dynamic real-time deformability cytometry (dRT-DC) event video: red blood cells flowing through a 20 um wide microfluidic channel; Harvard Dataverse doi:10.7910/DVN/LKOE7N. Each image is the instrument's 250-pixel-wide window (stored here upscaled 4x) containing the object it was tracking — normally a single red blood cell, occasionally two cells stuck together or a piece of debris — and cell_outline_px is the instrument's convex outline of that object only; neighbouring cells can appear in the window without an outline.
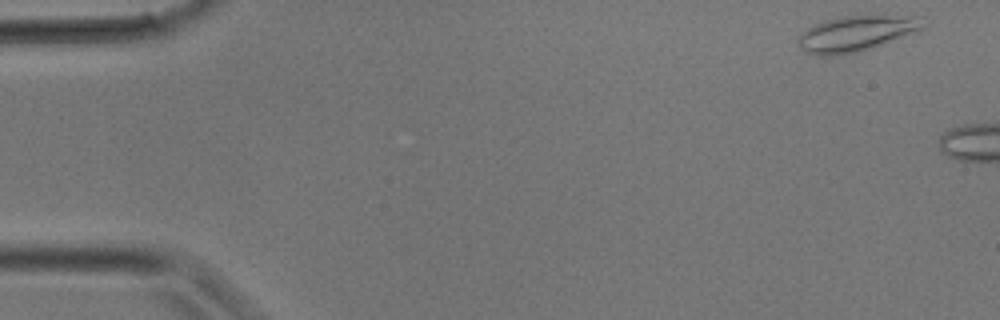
{"species": "common noctule bat (a hibernating species)", "species_latin": "Nyctalus noctula", "temperature_condition": "room temperature", "stored_images_in_passage": 6, "camera_frame_rate_fps": 3000, "um_per_image_px": 0.085, "animal": {"sex": "male", "body_mass_g": 17.9}, "frame": {"image": 1, "passage_image": 1, "time_ms": 0.0, "image_size_px": [1000, 320], "cell_outline_px": [[924, 28], [916, 32], [856, 52], [832, 56], [824, 56], [808, 52], [800, 48], [796, 44], [796, 40], [808, 28], [816, 24], [840, 16], [920, 16]], "centroid_in_image_um": [72.74, 2.85], "position_along_channel_um": 12.3, "area_um2": 25.2}}